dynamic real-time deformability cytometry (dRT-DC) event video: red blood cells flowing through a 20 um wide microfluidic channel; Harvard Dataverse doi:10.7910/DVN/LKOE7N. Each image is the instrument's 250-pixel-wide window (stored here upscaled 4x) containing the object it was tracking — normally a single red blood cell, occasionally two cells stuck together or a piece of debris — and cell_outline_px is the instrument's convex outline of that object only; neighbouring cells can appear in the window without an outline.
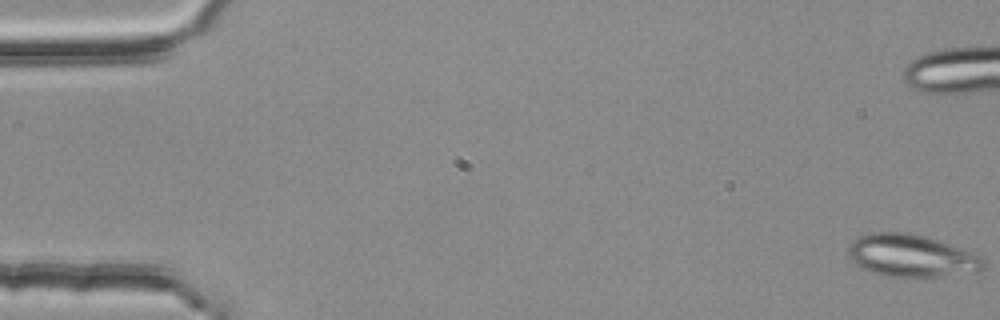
{"species": "common noctule bat (a hibernating species)", "species_latin": "Nyctalus noctula", "temperature_condition": "room temperature", "stored_images_in_passage": 4, "segment_of_instrument_passage": [2, 2], "camera_frame_rate_fps": 3000, "um_per_image_px": 0.085, "animal": {"sex": "female", "body_mass_g": 25.1}, "frame": {"image": 1, "passage_image": 4, "time_ms": 1.0, "image_size_px": [1000, 320], "cell_outline_px": [[984, 268], [980, 272], [940, 276], [884, 276], [872, 272], [856, 264], [848, 256], [848, 244], [852, 240], [868, 232], [908, 232], [924, 236], [960, 248], [980, 256], [984, 260]], "centroid_in_image_um": [77.44, 21.73], "position_along_channel_um": 7.6, "area_um2": 33.23}}